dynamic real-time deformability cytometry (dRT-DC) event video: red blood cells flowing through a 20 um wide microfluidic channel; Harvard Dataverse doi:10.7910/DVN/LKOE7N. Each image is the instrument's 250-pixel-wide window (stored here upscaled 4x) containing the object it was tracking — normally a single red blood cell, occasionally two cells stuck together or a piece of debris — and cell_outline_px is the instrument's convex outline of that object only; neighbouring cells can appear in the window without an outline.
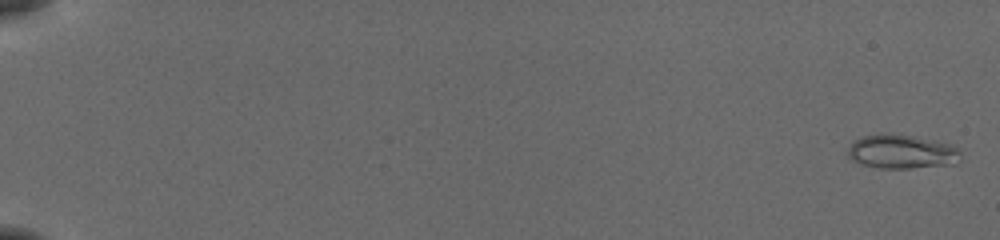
{"species": "common noctule bat (a hibernating species)", "species_latin": "Nyctalus noctula", "temperature_condition": "cold", "stored_images_in_passage": 56, "camera_frame_rate_fps": 3000, "um_per_image_px": 0.085, "animal": {"sex": "female", "body_mass_g": 19.5, "forearm_length_mm": 54.1}, "frame": {"image": 1, "passage_image": 2, "time_ms": 0.333, "image_size_px": [1000, 240], "cell_outline_px": [[960, 160], [956, 164], [912, 168], [880, 168], [864, 164], [852, 160], [848, 156], [848, 148], [852, 140], [860, 136], [880, 132], [888, 132], [916, 136], [936, 140], [952, 144], [960, 152]], "centroid_in_image_um": [76.64, 12.86], "position_along_channel_um": 8.4, "area_um2": 22.95}}
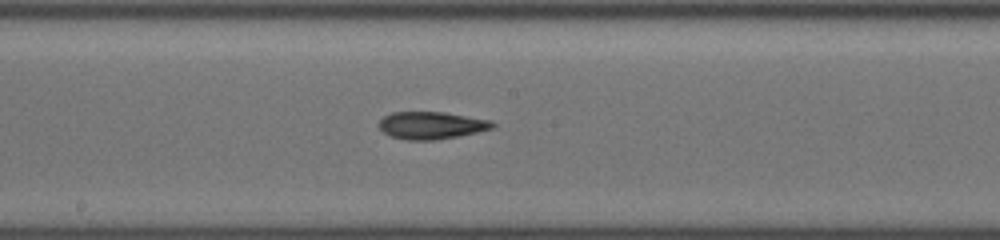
{"frame": {"image": 2, "passage_image": 33, "time_ms": 10.667, "image_size_px": [1000, 240], "cell_outline_px": [[496, 124], [492, 128], [460, 136], [436, 140], [408, 140], [392, 136], [384, 132], [376, 124], [384, 116], [392, 112], [444, 112], [492, 120]], "centroid_in_image_um": [36.67, 10.65], "position_along_channel_um": 211.5, "area_um2": 18.15}}
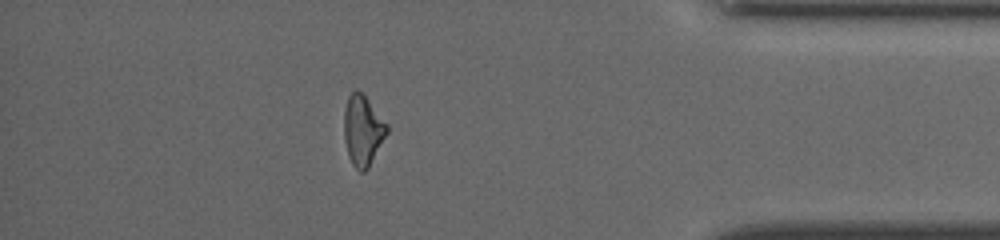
{"frame": {"image": 3, "passage_image": 50, "time_ms": 16.333, "image_size_px": [1000, 240], "cell_outline_px": [[388, 132], [368, 168], [364, 172], [360, 172], [352, 164], [348, 156], [344, 140], [344, 108], [348, 96], [356, 88], [364, 96], [388, 124]], "centroid_in_image_um": [30.82, 11.1], "position_along_channel_um": 404.4, "area_um2": 17.51}, "authors_computed_cell_mechanics": {"area_um2": 18.5827, "velocity_mm_per_s": 3.8952, "shape_relaxation_time_tau1_ms": null, "shape_relaxation_time_tau2_ms": 3.4738, "deformation_change_tau1": null, "deformation_change_tau2": 0.1178}}